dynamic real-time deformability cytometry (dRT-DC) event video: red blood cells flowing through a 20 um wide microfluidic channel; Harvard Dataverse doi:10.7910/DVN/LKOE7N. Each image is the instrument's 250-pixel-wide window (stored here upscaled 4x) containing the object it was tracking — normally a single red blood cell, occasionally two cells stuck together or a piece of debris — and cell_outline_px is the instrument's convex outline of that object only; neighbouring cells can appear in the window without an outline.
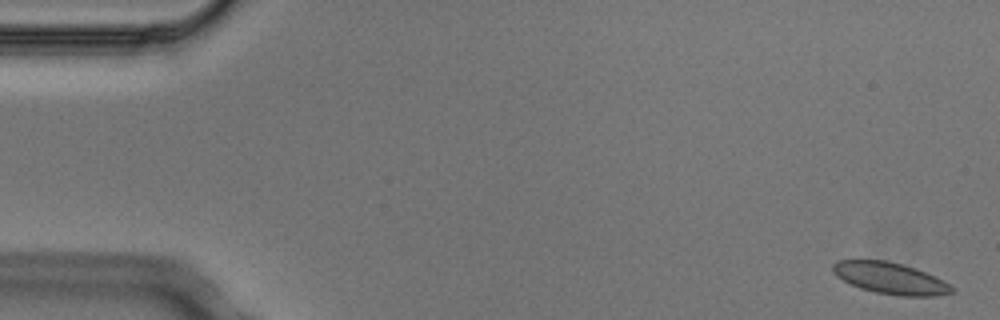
{"species": "Egyptian fruit bat (a non-hibernating species)", "species_latin": "Rousettus aegyptiacus", "temperature_condition": "cold", "stored_images_in_passage": 4, "camera_frame_rate_fps": 3000, "um_per_image_px": 0.085, "animal": {"sex": "male"}, "frame": {"image": 1, "passage_image": 1, "time_ms": 0.0, "image_size_px": [1000, 320], "cell_outline_px": [[956, 292], [936, 296], [900, 296], [876, 292], [860, 288], [836, 276], [832, 272], [832, 264], [836, 260], [888, 260], [916, 268], [956, 288]], "centroid_in_image_um": [75.66, 23.65], "position_along_channel_um": 9.3, "area_um2": 21.79}}
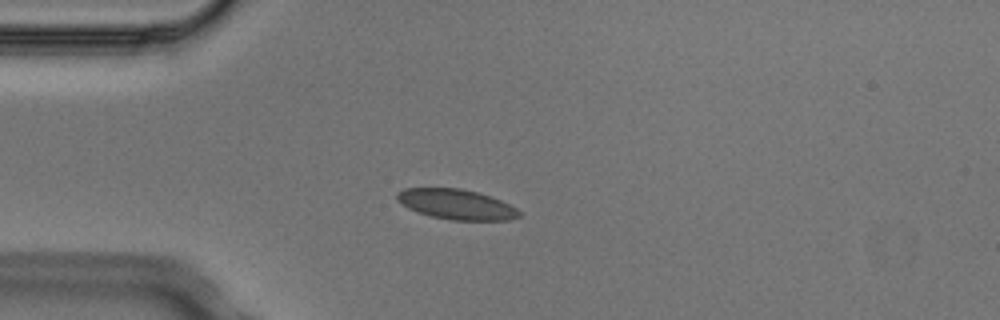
{"frame": {"image": 2, "passage_image": 4, "time_ms": 1.0, "image_size_px": [1000, 320], "cell_outline_px": [[520, 216], [508, 220], [452, 220], [432, 216], [416, 212], [408, 208], [396, 200], [396, 192], [404, 188], [460, 188], [492, 196], [516, 208], [520, 212]], "centroid_in_image_um": [38.76, 17.36], "position_along_channel_um": 46.2, "area_um2": 21.44}}